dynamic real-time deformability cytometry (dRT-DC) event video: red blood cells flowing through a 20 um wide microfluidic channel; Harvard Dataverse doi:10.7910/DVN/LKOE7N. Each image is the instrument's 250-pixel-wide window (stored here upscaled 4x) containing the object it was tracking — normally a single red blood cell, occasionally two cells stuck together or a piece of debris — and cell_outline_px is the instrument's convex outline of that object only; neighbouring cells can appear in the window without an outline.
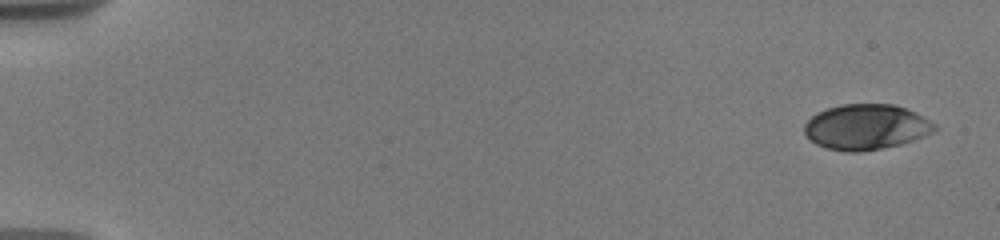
{"species": "human", "species_latin": "Homo sapiens", "temperature_condition": "warm", "stored_images_in_passage": 9, "camera_frame_rate_fps": 3000, "um_per_image_px": 0.085, "donor": {"sex": "male"}, "frame": {"image": 1, "passage_image": 1, "time_ms": 0.0, "image_size_px": [1000, 240], "cell_outline_px": [[936, 128], [932, 132], [924, 136], [900, 144], [884, 148], [860, 152], [844, 152], [824, 148], [816, 144], [804, 132], [804, 124], [816, 112], [840, 104], [892, 104], [916, 112], [936, 124]], "centroid_in_image_um": [73.6, 10.8], "position_along_channel_um": 11.4, "area_um2": 34.51}}
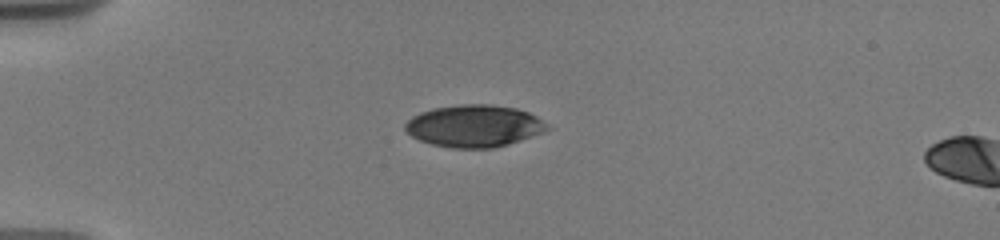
{"frame": {"image": 2, "passage_image": 7, "time_ms": 4.333, "image_size_px": [1000, 240], "cell_outline_px": [[552, 128], [544, 132], [508, 144], [492, 148], [452, 148], [432, 144], [420, 140], [412, 136], [404, 128], [404, 124], [412, 116], [420, 112], [432, 108], [460, 104], [492, 104], [516, 108], [528, 112], [536, 116], [548, 124]], "centroid_in_image_um": [40.31, 10.7], "position_along_channel_um": 44.7, "area_um2": 34.97}}